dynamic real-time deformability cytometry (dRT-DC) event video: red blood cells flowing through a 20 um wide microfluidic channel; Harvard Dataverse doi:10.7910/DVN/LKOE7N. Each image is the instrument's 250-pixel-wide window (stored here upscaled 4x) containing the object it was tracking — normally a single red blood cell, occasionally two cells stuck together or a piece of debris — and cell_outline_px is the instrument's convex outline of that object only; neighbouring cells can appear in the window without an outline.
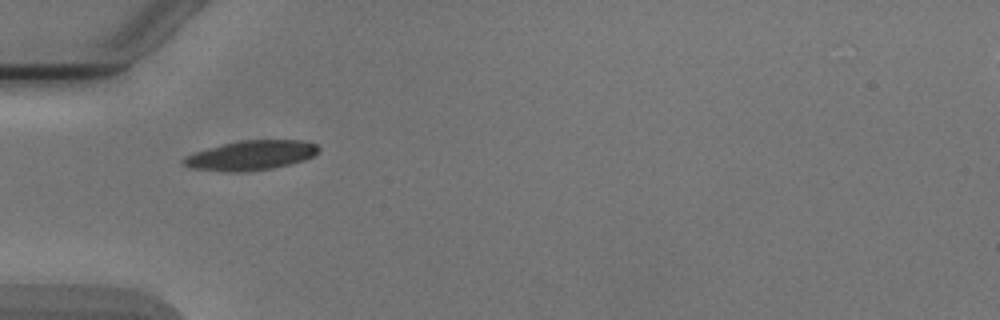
{"species": "Egyptian fruit bat (a non-hibernating species)", "species_latin": "Rousettus aegyptiacus", "temperature_condition": "cold", "stored_images_in_passage": 6, "camera_frame_rate_fps": 3000, "um_per_image_px": 0.085, "animal": {"sex": "male"}, "frame": {"image": 1, "passage_image": 5, "time_ms": 5.0, "image_size_px": [1000, 320], "cell_outline_px": [[320, 148], [312, 156], [304, 160], [272, 168], [236, 172], [232, 172], [192, 168], [180, 164], [180, 160], [184, 156], [208, 148], [240, 140], [300, 140], [316, 144]], "centroid_in_image_um": [21.28, 13.2], "position_along_channel_um": 63.7, "area_um2": 23.0}}
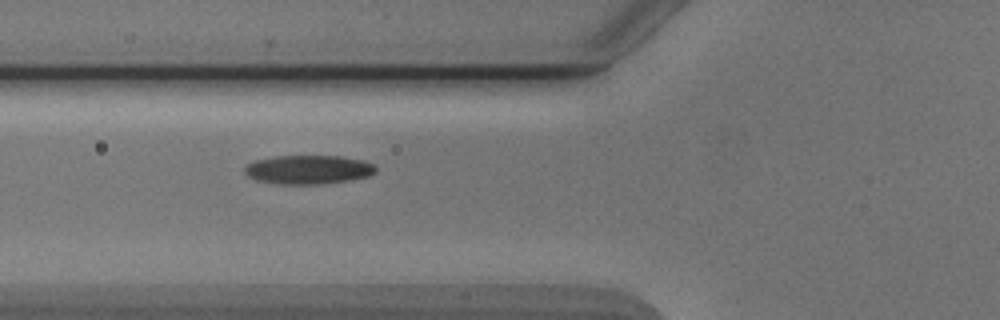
{"frame": {"image": 2, "passage_image": 6, "time_ms": 6.0, "image_size_px": [1000, 320], "cell_outline_px": [[376, 172], [368, 176], [348, 180], [320, 184], [280, 184], [256, 180], [248, 176], [244, 172], [244, 164], [256, 160], [276, 156], [340, 156], [364, 160], [372, 164], [376, 168]], "centroid_in_image_um": [26.18, 14.41], "position_along_channel_um": 99.6, "area_um2": 22.08}}